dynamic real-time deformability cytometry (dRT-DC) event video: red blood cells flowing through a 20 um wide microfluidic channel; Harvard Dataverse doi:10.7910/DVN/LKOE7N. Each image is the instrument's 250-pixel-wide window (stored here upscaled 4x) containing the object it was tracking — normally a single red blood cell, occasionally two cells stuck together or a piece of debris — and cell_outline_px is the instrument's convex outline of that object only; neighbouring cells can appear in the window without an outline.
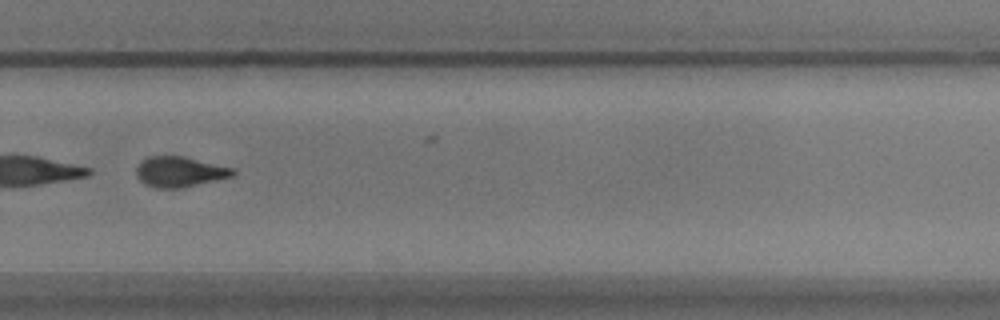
{"species": "common noctule bat (a hibernating species)", "species_latin": "Nyctalus noctula", "temperature_condition": "warm", "stored_images_in_passage": 38, "segment_of_instrument_passage": [2, 2], "camera_frame_rate_fps": 3000, "um_per_image_px": 0.085, "animal": {"sex": "male", "body_mass_g": 17.9}, "frame": {"image": 1, "passage_image": 32, "time_ms": 10.333, "image_size_px": [1000, 320], "cell_outline_px": [[236, 172], [232, 176], [216, 180], [180, 188], [156, 188], [144, 184], [136, 176], [136, 168], [140, 160], [148, 156], [184, 156], [236, 168]], "centroid_in_image_um": [15.26, 14.59], "position_along_channel_um": 314.5, "area_um2": 17.28}}